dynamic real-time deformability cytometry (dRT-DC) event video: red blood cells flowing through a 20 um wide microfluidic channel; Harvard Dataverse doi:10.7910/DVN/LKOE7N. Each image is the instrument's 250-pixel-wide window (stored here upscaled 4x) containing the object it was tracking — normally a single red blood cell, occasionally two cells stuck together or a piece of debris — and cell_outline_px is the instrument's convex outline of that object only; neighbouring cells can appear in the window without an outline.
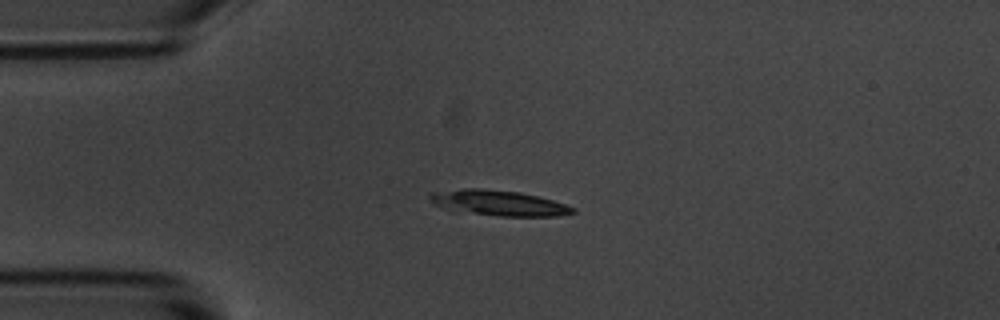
{"species": "common noctule bat (a hibernating species)", "species_latin": "Nyctalus noctula", "temperature_condition": "room temperature", "stored_images_in_passage": 5, "camera_frame_rate_fps": 3000, "um_per_image_px": 0.085, "animal": {"sex": "male", "body_mass_g": 20.1, "forearm_length_mm": 53.5}, "frame": {"image": 1, "passage_image": 3, "time_ms": 0.667, "image_size_px": [1000, 320], "cell_outline_px": [[576, 212], [560, 216], [500, 216], [456, 212], [432, 204], [428, 196], [428, 192], [464, 188], [480, 188], [520, 192], [552, 200], [576, 208]], "centroid_in_image_um": [42.3, 17.25], "position_along_channel_um": 42.7, "area_um2": 21.5}}